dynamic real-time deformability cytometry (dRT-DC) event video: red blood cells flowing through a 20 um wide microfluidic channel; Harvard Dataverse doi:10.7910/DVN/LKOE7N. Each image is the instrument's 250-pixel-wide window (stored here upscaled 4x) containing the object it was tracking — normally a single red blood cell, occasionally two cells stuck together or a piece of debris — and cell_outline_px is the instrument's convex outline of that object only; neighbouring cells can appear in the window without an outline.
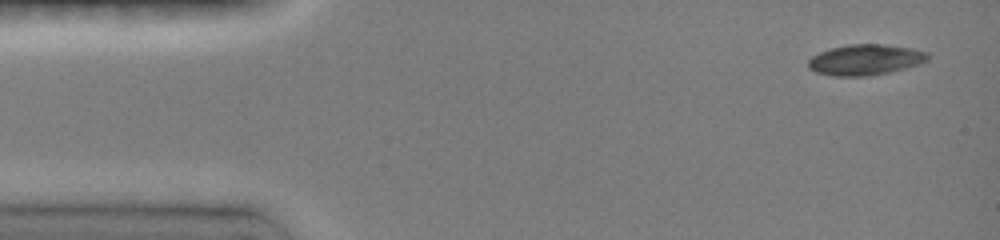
{"species": "common noctule bat (a hibernating species)", "species_latin": "Nyctalus noctula", "temperature_condition": "room temperature", "stored_images_in_passage": 30, "camera_frame_rate_fps": 3000, "um_per_image_px": 0.085, "animal": {"sex": "female", "body_mass_g": 19.0, "forearm_length_mm": 51.5}, "frame": {"image": 1, "passage_image": 1, "time_ms": 0.0, "image_size_px": [1000, 240], "cell_outline_px": [[928, 60], [904, 68], [888, 72], [864, 76], [832, 76], [816, 72], [808, 68], [808, 60], [812, 56], [820, 52], [832, 48], [848, 44], [884, 44], [912, 48], [928, 52]], "centroid_in_image_um": [73.52, 5.07], "position_along_channel_um": 11.5, "area_um2": 21.21}}
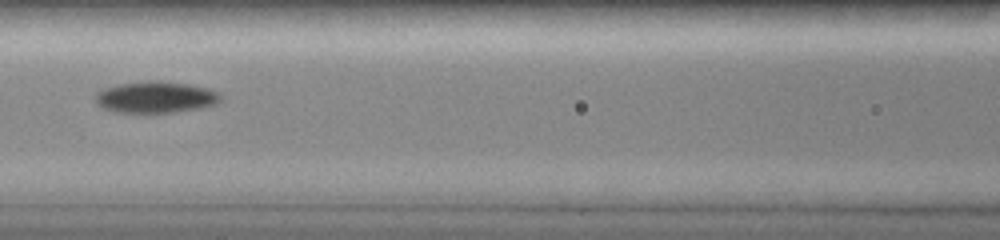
{"frame": {"image": 2, "passage_image": 14, "time_ms": 6.0, "image_size_px": [1000, 240], "cell_outline_px": [[224, 100], [216, 104], [200, 108], [176, 112], [116, 112], [104, 108], [96, 104], [96, 92], [104, 88], [120, 84], [148, 80], [160, 80], [188, 84], [208, 88], [220, 92]], "centroid_in_image_um": [13.28, 8.25], "position_along_channel_um": 153.3, "area_um2": 23.18}}
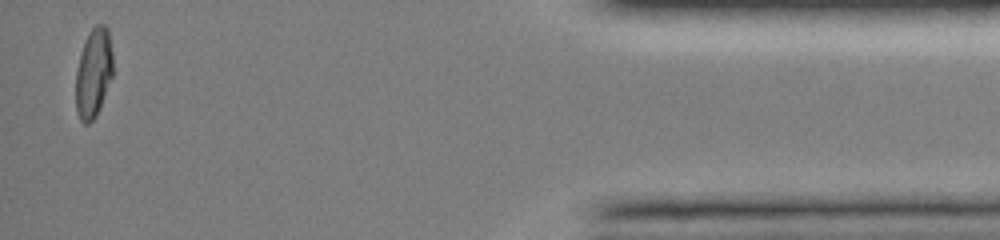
{"frame": {"image": 3, "passage_image": 30, "time_ms": 14.333, "image_size_px": [1000, 240], "cell_outline_px": [[112, 76], [100, 108], [96, 116], [88, 124], [84, 124], [80, 120], [76, 112], [76, 72], [80, 52], [88, 32], [96, 24], [104, 24], [108, 28], [112, 52]], "centroid_in_image_um": [7.94, 6.19], "position_along_channel_um": 427.3, "area_um2": 19.48}, "authors_computed_cell_mechanics": {"area_um2": 21.7328, "velocity_mm_per_s": 4.0472, "shape_relaxation_time_tau1_ms": 7.1572, "shape_relaxation_time_tau2_ms": null, "deformation_change_tau1": 0.1945, "deformation_change_tau2": null}}